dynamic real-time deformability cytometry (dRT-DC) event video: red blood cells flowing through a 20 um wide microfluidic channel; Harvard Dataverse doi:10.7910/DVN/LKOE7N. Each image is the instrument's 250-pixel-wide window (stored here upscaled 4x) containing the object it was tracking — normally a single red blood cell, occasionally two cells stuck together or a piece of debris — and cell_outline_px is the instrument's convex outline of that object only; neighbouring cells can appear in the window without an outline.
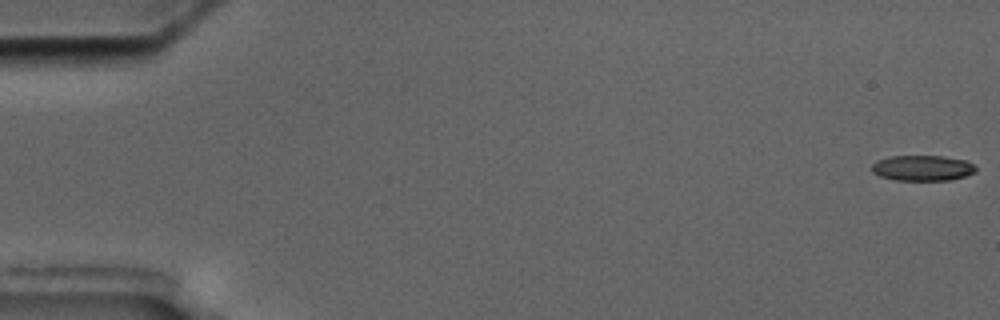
{"species": "common noctule bat (a hibernating species)", "species_latin": "Nyctalus noctula", "temperature_condition": "cold", "stored_images_in_passage": 5, "camera_frame_rate_fps": 3000, "um_per_image_px": 0.085, "animal": {"sex": "male", "body_mass_g": 17.5, "forearm_length_mm": 52.3}, "frame": {"image": 1, "passage_image": 1, "time_ms": 0.0, "image_size_px": [1000, 320], "cell_outline_px": [[976, 172], [968, 176], [948, 180], [896, 180], [880, 176], [872, 172], [872, 164], [876, 160], [888, 156], [944, 156], [968, 160], [976, 168]], "centroid_in_image_um": [78.43, 14.27], "position_along_channel_um": 6.6, "area_um2": 15.66}}
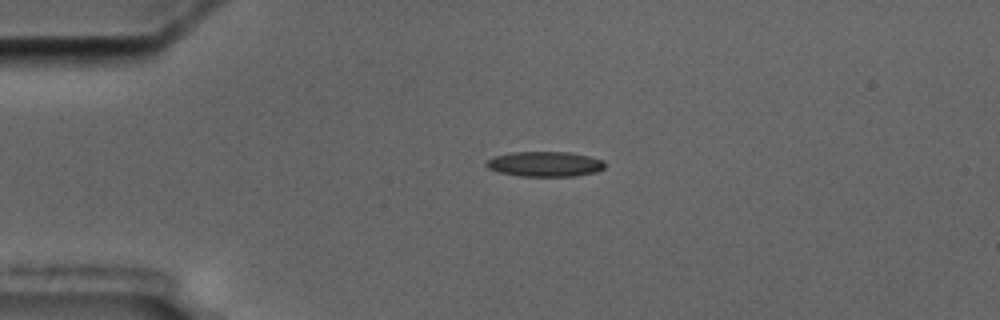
{"frame": {"image": 2, "passage_image": 4, "time_ms": 4.333, "image_size_px": [1000, 320], "cell_outline_px": [[604, 168], [596, 172], [576, 176], [520, 176], [500, 172], [488, 168], [484, 164], [488, 160], [496, 156], [512, 152], [568, 152], [588, 156], [604, 160]], "centroid_in_image_um": [46.33, 13.94], "position_along_channel_um": 38.7, "area_um2": 17.22}}